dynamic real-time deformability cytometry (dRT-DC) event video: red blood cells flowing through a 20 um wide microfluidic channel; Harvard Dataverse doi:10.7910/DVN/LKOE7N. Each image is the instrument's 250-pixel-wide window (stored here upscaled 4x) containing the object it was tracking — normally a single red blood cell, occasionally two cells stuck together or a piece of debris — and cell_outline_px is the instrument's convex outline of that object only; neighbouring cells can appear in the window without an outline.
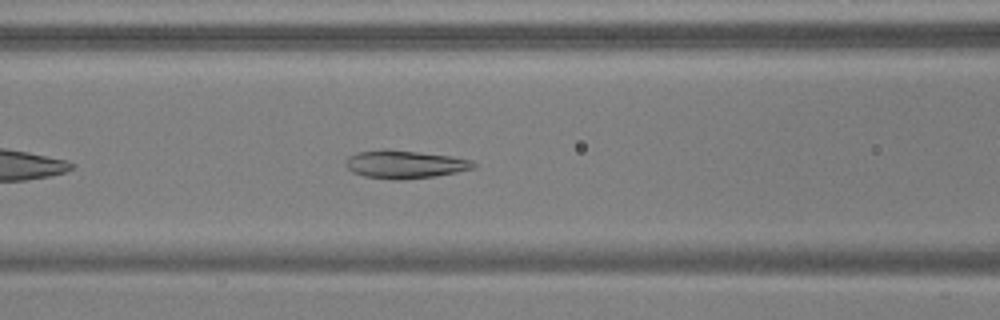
{"species": "common noctule bat (a hibernating species)", "species_latin": "Nyctalus noctula", "temperature_condition": "warm", "stored_images_in_passage": 40, "camera_frame_rate_fps": 3000, "um_per_image_px": 0.085, "animal": {"sex": "male", "body_mass_g": 17.9, "forearm_length_mm": 54.2}, "frame": {"image": 1, "passage_image": 9, "time_ms": 2.667, "image_size_px": [1000, 320], "cell_outline_px": [[476, 168], [436, 176], [400, 180], [396, 180], [364, 176], [352, 172], [344, 164], [348, 156], [356, 152], [416, 152], [452, 156], [472, 160], [476, 164]], "centroid_in_image_um": [34.46, 14.01], "position_along_channel_um": 132.1, "area_um2": 20.17}}
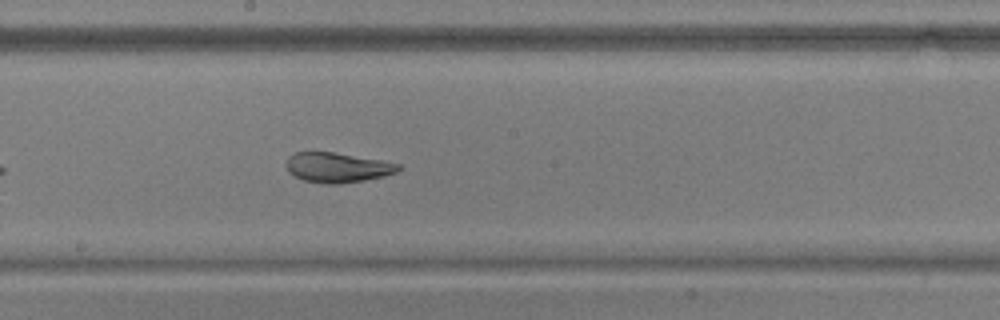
{"frame": {"image": 2, "passage_image": 16, "time_ms": 5.0, "image_size_px": [1000, 320], "cell_outline_px": [[400, 168], [396, 172], [384, 176], [364, 180], [340, 184], [328, 184], [304, 180], [288, 172], [284, 164], [288, 156], [296, 152], [332, 152], [380, 160], [400, 164]], "centroid_in_image_um": [28.63, 14.24], "position_along_channel_um": 219.6, "area_um2": 19.42}}
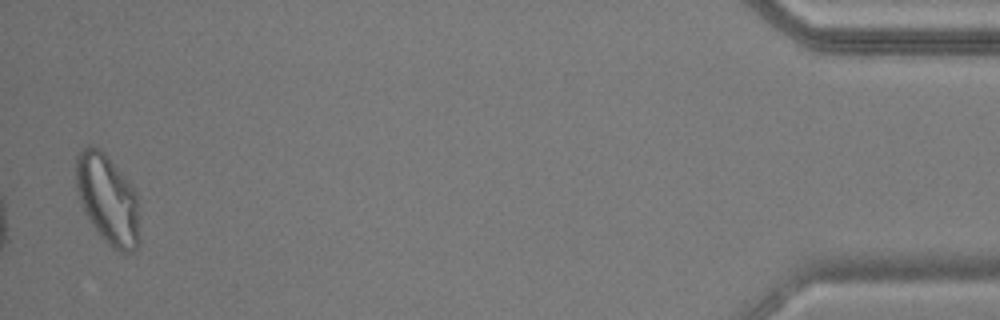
{"frame": {"image": 3, "passage_image": 39, "time_ms": 12.667, "image_size_px": [1000, 320], "cell_outline_px": [[140, 240], [136, 248], [132, 252], [120, 252], [112, 248], [100, 236], [88, 220], [80, 204], [76, 188], [76, 156], [84, 148], [92, 144], [100, 148], [108, 156], [132, 184], [136, 196]], "centroid_in_image_um": [9.14, 16.94], "position_along_channel_um": 426.1, "area_um2": 33.52}, "authors_computed_cell_mechanics": {"area_um2": 21.7328, "velocity_mm_per_s": 3.7485, "shape_relaxation_time_tau1_ms": 7.3575, "shape_relaxation_time_tau2_ms": 1.1043, "deformation_change_tau1": 0.2427, "deformation_change_tau2": 0.0658}}